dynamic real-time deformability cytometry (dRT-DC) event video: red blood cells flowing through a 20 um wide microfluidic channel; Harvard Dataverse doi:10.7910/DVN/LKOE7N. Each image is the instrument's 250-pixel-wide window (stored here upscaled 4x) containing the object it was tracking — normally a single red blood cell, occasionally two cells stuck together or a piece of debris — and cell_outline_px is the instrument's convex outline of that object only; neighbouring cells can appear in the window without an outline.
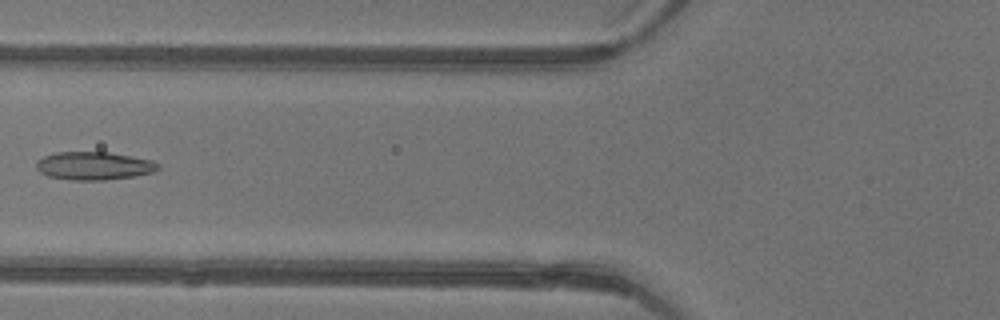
{"species": "common noctule bat (a hibernating species)", "species_latin": "Nyctalus noctula", "temperature_condition": "warm", "stored_images_in_passage": 5, "camera_frame_rate_fps": 3000, "um_per_image_px": 0.085, "animal": {"sex": "female"}, "frame": {"image": 1, "passage_image": 5, "time_ms": 1.333, "image_size_px": [1000, 320], "cell_outline_px": [[160, 168], [152, 172], [136, 176], [104, 180], [68, 180], [48, 176], [40, 172], [36, 168], [36, 160], [44, 156], [56, 152], [108, 152], [152, 160], [160, 164]], "centroid_in_image_um": [7.97, 14.1], "position_along_channel_um": 117.8, "area_um2": 20.06}}